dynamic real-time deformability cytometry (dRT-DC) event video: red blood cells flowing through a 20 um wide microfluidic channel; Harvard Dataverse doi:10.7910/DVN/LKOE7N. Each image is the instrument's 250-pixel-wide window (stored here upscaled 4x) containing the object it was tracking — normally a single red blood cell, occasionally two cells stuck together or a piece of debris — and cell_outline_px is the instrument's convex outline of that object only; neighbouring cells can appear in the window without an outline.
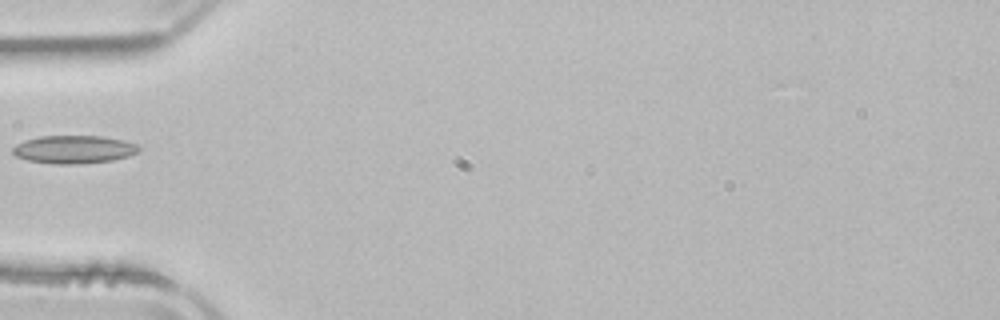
{"species": "common noctule bat (a hibernating species)", "species_latin": "Nyctalus noctula", "temperature_condition": "room temperature", "stored_images_in_passage": 4, "camera_frame_rate_fps": 3000, "um_per_image_px": 0.085, "animal": {"sex": "male", "body_mass_g": 21.5, "forearm_length_mm": 52.0}, "frame": {"image": 1, "passage_image": 4, "time_ms": 5.333, "image_size_px": [1000, 320], "cell_outline_px": [[140, 152], [128, 156], [112, 160], [76, 164], [56, 164], [28, 160], [16, 156], [12, 152], [12, 148], [16, 144], [24, 140], [40, 136], [104, 136], [124, 140], [136, 144], [140, 148]], "centroid_in_image_um": [6.29, 12.69], "position_along_channel_um": 78.7, "area_um2": 20.63}}